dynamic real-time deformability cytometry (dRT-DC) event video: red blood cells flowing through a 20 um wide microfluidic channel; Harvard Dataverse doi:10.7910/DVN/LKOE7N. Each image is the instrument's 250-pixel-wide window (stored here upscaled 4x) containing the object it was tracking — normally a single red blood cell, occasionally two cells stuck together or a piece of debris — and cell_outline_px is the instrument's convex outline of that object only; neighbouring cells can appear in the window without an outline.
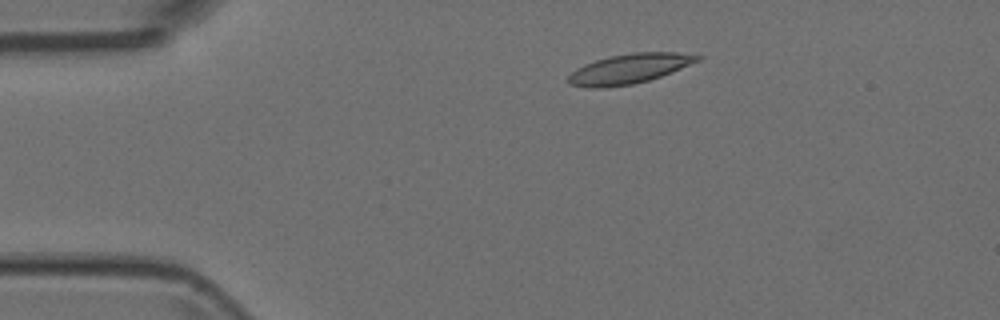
{"species": "Egyptian fruit bat (a non-hibernating species)", "species_latin": "Rousettus aegyptiacus", "temperature_condition": "room temperature", "stored_images_in_passage": 4, "camera_frame_rate_fps": 3000, "um_per_image_px": 0.085, "animal": {"sex": "female"}, "frame": {"image": 1, "passage_image": 2, "time_ms": 0.333, "image_size_px": [1000, 320], "cell_outline_px": [[704, 56], [700, 60], [672, 72], [648, 80], [632, 84], [604, 88], [588, 88], [568, 84], [564, 80], [576, 68], [584, 64], [608, 56], [632, 52], [676, 52]], "centroid_in_image_um": [53.44, 5.84], "position_along_channel_um": 31.6, "area_um2": 22.6}}
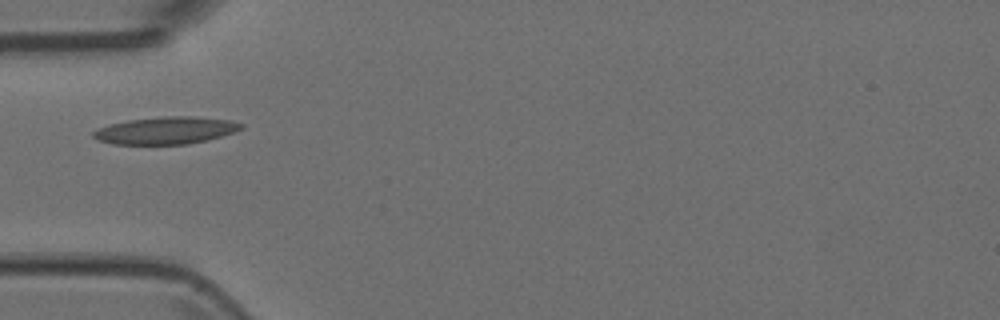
{"frame": {"image": 2, "passage_image": 4, "time_ms": 1.0, "image_size_px": [1000, 320], "cell_outline_px": [[244, 128], [220, 136], [188, 144], [112, 144], [100, 140], [92, 136], [92, 132], [100, 128], [112, 124], [128, 120], [164, 116], [196, 116], [232, 120], [244, 124]], "centroid_in_image_um": [14.13, 11.08], "position_along_channel_um": 70.9, "area_um2": 23.29}}